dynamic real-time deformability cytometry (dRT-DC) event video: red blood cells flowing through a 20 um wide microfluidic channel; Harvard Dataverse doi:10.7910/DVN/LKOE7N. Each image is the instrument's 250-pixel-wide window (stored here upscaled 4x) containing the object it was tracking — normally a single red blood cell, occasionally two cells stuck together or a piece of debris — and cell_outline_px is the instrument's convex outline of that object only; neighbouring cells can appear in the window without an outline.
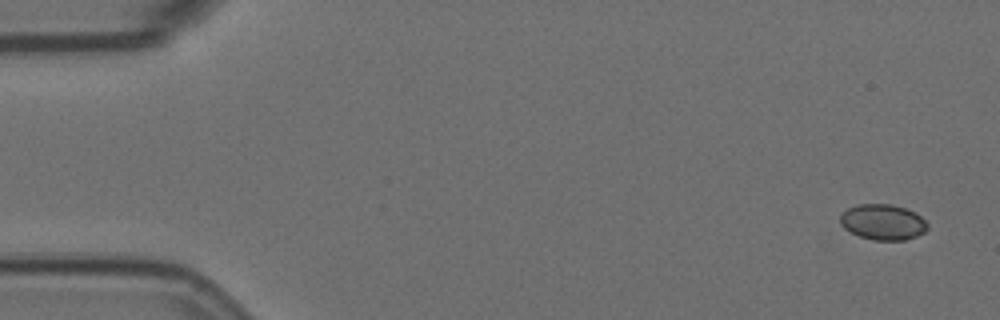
{"species": "Egyptian fruit bat (a non-hibernating species)", "species_latin": "Rousettus aegyptiacus", "temperature_condition": "room temperature", "stored_images_in_passage": 5, "camera_frame_rate_fps": 3000, "um_per_image_px": 0.085, "animal": {"sex": "female"}, "frame": {"image": 1, "passage_image": 1, "time_ms": 0.0, "image_size_px": [1000, 320], "cell_outline_px": [[928, 228], [924, 232], [916, 236], [904, 240], [872, 240], [860, 236], [844, 228], [840, 224], [840, 216], [848, 208], [856, 204], [892, 204], [916, 212], [928, 224]], "centroid_in_image_um": [75.05, 18.87], "position_along_channel_um": 10.0, "area_um2": 18.09}}
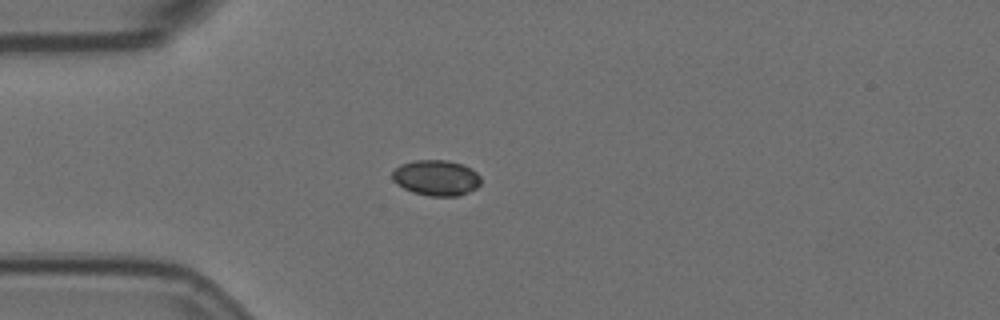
{"frame": {"image": 2, "passage_image": 5, "time_ms": 1.333, "image_size_px": [1000, 320], "cell_outline_px": [[480, 184], [476, 188], [460, 196], [428, 196], [412, 192], [396, 184], [392, 180], [392, 172], [400, 164], [416, 160], [444, 160], [464, 164], [472, 168], [480, 176]], "centroid_in_image_um": [37.08, 15.11], "position_along_channel_um": 47.9, "area_um2": 18.55}}